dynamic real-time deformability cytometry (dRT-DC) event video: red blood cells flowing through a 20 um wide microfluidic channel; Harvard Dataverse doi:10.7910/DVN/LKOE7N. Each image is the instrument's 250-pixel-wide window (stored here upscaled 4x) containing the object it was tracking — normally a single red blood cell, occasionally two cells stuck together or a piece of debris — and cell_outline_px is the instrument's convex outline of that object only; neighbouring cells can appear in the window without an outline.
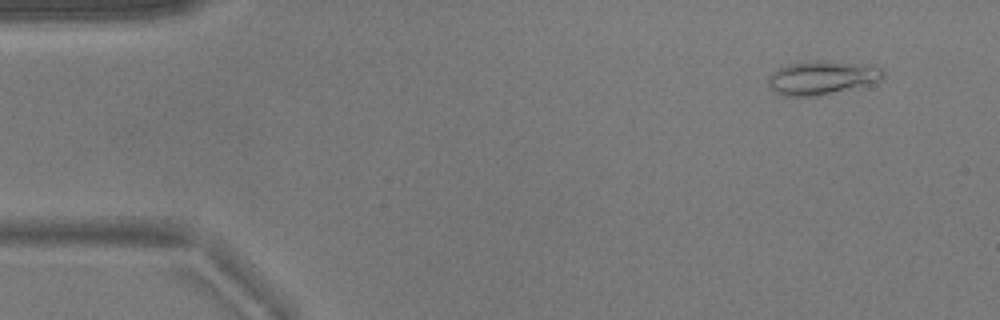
{"species": "common noctule bat (a hibernating species)", "species_latin": "Nyctalus noctula", "temperature_condition": "warm", "stored_images_in_passage": 49, "camera_frame_rate_fps": 3000, "um_per_image_px": 0.085, "animal": {"sex": "male", "body_mass_g": 17.9}, "frame": {"image": 1, "passage_image": 1, "time_ms": 0.0, "image_size_px": [1000, 320], "cell_outline_px": [[884, 76], [880, 80], [816, 96], [784, 96], [768, 88], [768, 76], [772, 72], [780, 68], [792, 64], [872, 64], [880, 68], [884, 72]], "centroid_in_image_um": [69.8, 6.66], "position_along_channel_um": 15.2, "area_um2": 21.04}}
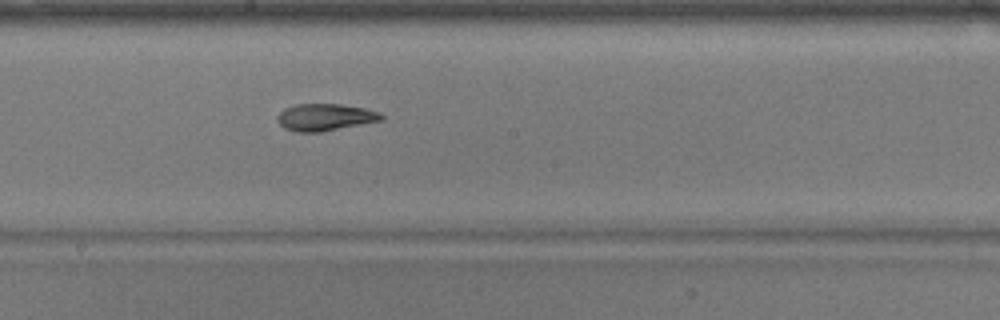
{"frame": {"image": 2, "passage_image": 25, "time_ms": 8.0, "image_size_px": [1000, 320], "cell_outline_px": [[384, 120], [320, 132], [296, 132], [284, 128], [276, 120], [276, 116], [284, 108], [292, 104], [340, 104], [364, 108], [380, 112], [384, 116]], "centroid_in_image_um": [27.61, 9.96], "position_along_channel_um": 220.6, "area_um2": 16.53}}
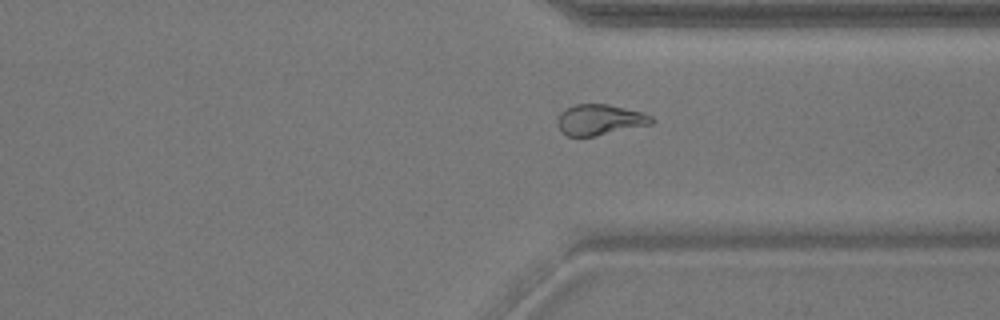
{"frame": {"image": 3, "passage_image": 36, "time_ms": 11.667, "image_size_px": [1000, 320], "cell_outline_px": [[656, 120], [652, 124], [596, 136], [568, 136], [560, 132], [556, 124], [556, 120], [560, 112], [564, 108], [576, 104], [608, 104], [644, 112], [652, 116]], "centroid_in_image_um": [50.97, 10.17], "position_along_channel_um": 360.4, "area_um2": 17.22}, "authors_computed_cell_mechanics": {"area_um2": 17.6868, "velocity_mm_per_s": 3.8095, "shape_relaxation_time_tau1_ms": null, "shape_relaxation_time_tau2_ms": 2.5439, "deformation_change_tau1": null, "deformation_change_tau2": 0.0971}}